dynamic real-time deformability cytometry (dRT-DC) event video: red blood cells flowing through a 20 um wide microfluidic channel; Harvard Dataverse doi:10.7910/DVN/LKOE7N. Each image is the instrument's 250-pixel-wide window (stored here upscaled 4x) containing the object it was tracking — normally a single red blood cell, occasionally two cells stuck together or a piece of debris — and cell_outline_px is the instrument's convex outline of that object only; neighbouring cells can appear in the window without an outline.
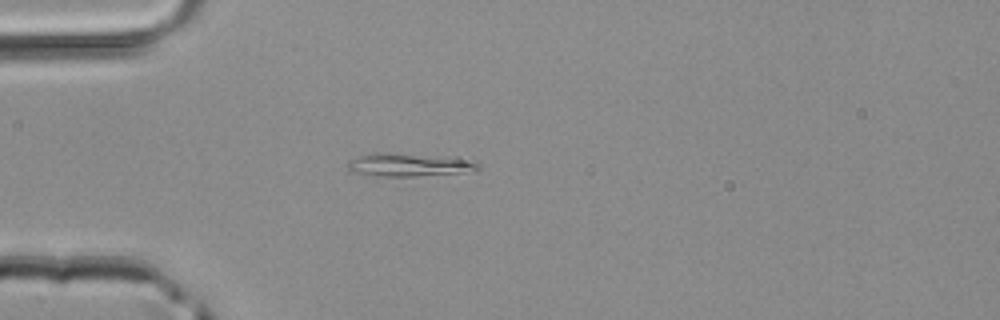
{"species": "common noctule bat (a hibernating species)", "species_latin": "Nyctalus noctula", "temperature_condition": "room temperature", "stored_images_in_passage": 2, "camera_frame_rate_fps": 3000, "um_per_image_px": 0.085, "animal": {"sex": "male", "body_mass_g": 20.4}, "frame": {"image": 1, "passage_image": 2, "time_ms": 0.333, "image_size_px": [1000, 320], "cell_outline_px": [[484, 168], [476, 172], [416, 176], [376, 176], [348, 172], [348, 160], [360, 156], [376, 152], [396, 152], [468, 156], [476, 160]], "centroid_in_image_um": [34.99, 13.98], "position_along_channel_um": 50.0, "area_um2": 19.13}}